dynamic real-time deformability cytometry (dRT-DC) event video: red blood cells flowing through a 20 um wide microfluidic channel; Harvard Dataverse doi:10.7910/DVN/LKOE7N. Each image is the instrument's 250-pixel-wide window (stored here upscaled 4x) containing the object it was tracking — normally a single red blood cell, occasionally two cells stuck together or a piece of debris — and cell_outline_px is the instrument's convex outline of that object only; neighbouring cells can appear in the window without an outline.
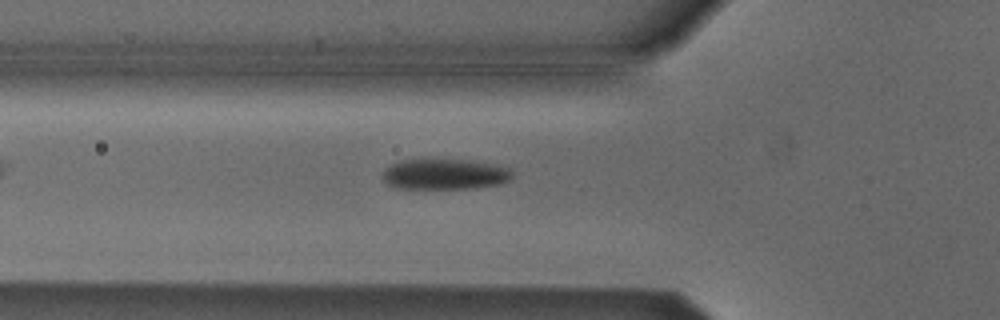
{"species": "Egyptian fruit bat (a non-hibernating species)", "species_latin": "Rousettus aegyptiacus", "temperature_condition": "cold", "stored_images_in_passage": 37, "camera_frame_rate_fps": 3000, "um_per_image_px": 0.085, "animal": {"sex": "male"}, "frame": {"image": 1, "passage_image": 2, "time_ms": 0.333, "image_size_px": [1000, 320], "cell_outline_px": [[512, 176], [508, 180], [496, 184], [468, 188], [396, 188], [388, 184], [384, 180], [384, 172], [392, 164], [400, 160], [468, 160], [508, 168], [512, 172]], "centroid_in_image_um": [37.77, 14.81], "position_along_channel_um": 88.0, "area_um2": 22.37}}
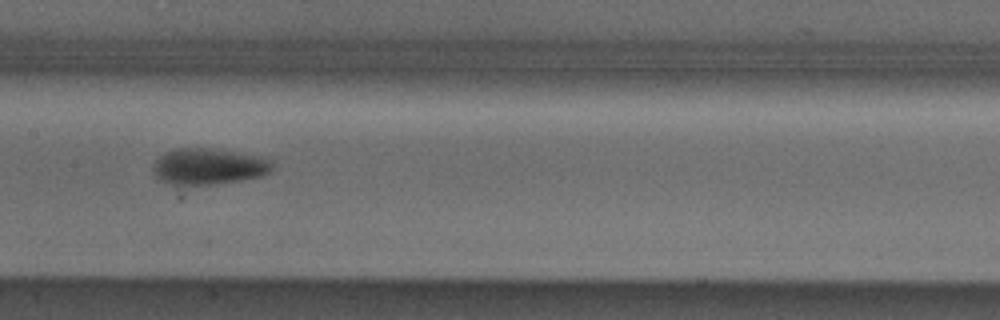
{"frame": {"image": 2, "passage_image": 10, "time_ms": 3.0, "image_size_px": [1000, 320], "cell_outline_px": [[272, 168], [268, 172], [260, 176], [240, 180], [212, 184], [180, 188], [172, 188], [156, 180], [152, 172], [152, 164], [164, 152], [176, 148], [208, 148], [236, 152], [256, 156], [272, 160]], "centroid_in_image_um": [17.56, 14.2], "position_along_channel_um": 189.8, "area_um2": 25.95}}
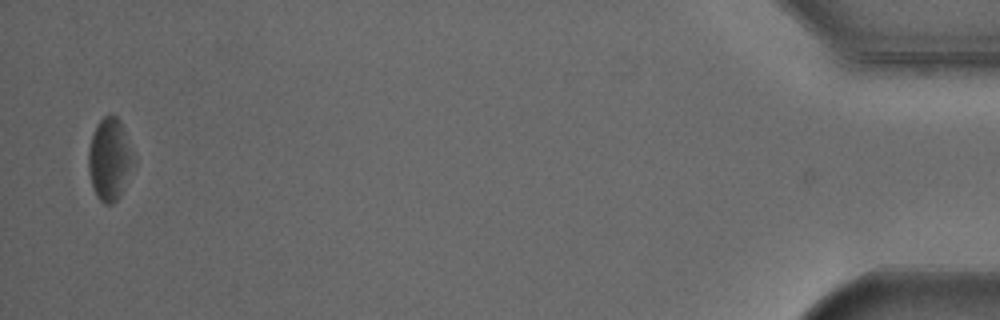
{"frame": {"image": 3, "passage_image": 36, "time_ms": 11.667, "image_size_px": [1000, 320], "cell_outline_px": [[136, 160], [120, 196], [112, 204], [108, 204], [100, 200], [92, 184], [88, 168], [88, 152], [92, 132], [96, 124], [104, 116], [116, 116], [120, 120], [124, 128]], "centroid_in_image_um": [9.33, 13.5], "position_along_channel_um": 425.9, "area_um2": 21.62}}